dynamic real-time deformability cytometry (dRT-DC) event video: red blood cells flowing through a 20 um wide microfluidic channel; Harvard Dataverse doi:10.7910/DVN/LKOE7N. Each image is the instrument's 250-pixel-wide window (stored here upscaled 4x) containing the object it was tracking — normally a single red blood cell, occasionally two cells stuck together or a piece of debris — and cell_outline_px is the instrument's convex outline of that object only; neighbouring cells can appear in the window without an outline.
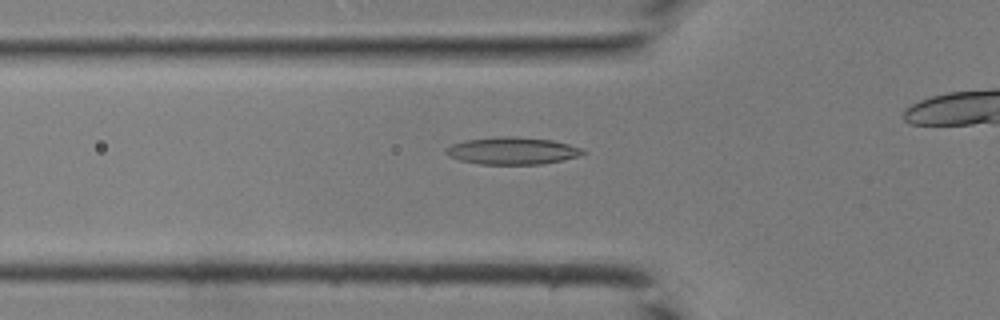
{"species": "common noctule bat (a hibernating species)", "species_latin": "Nyctalus noctula", "temperature_condition": "room temperature", "stored_images_in_passage": 35, "camera_frame_rate_fps": 3000, "um_per_image_px": 0.085, "animal": {"sex": "male", "body_mass_g": 19.0, "forearm_length_mm": 50.8}, "frame": {"image": 1, "passage_image": 15, "time_ms": 4.667, "image_size_px": [1000, 320], "cell_outline_px": [[588, 152], [576, 156], [560, 160], [540, 164], [480, 164], [460, 160], [448, 156], [444, 152], [452, 144], [464, 140], [492, 136], [512, 136], [552, 140], [568, 144], [580, 148]], "centroid_in_image_um": [43.5, 12.8], "position_along_channel_um": 82.3, "area_um2": 21.62}}
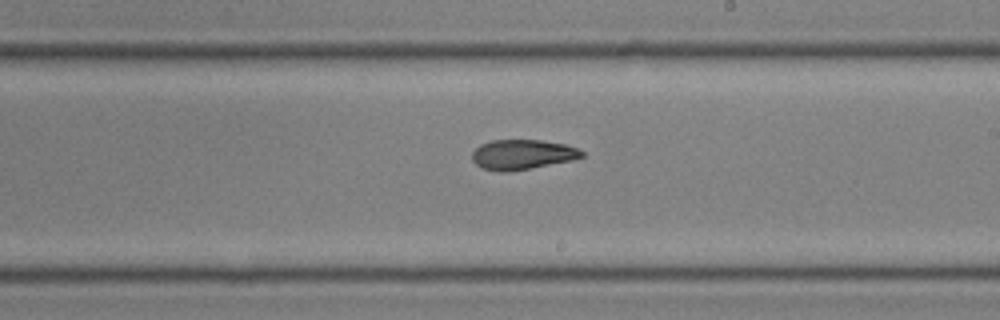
{"frame": {"image": 2, "passage_image": 25, "time_ms": 8.0, "image_size_px": [1000, 320], "cell_outline_px": [[584, 156], [572, 160], [508, 172], [500, 172], [480, 168], [472, 160], [472, 152], [480, 144], [492, 140], [540, 140], [564, 144], [576, 148], [584, 152]], "centroid_in_image_um": [44.36, 13.14], "position_along_channel_um": 244.6, "area_um2": 19.07}}
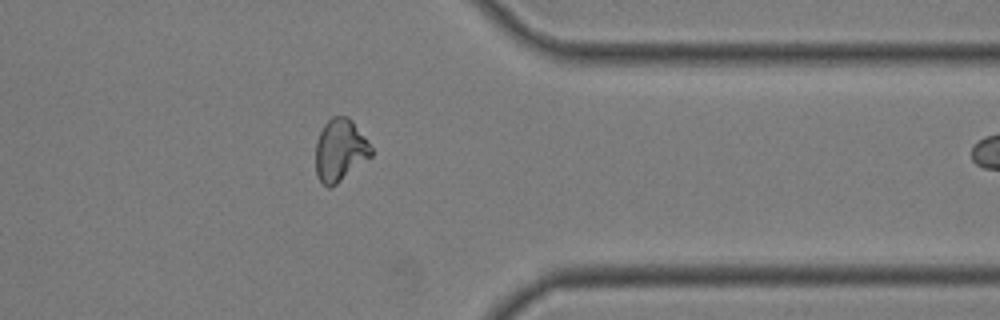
{"frame": {"image": 3, "passage_image": 34, "time_ms": 11.0, "image_size_px": [1000, 320], "cell_outline_px": [[372, 156], [336, 184], [328, 188], [320, 180], [316, 172], [316, 140], [324, 124], [332, 116], [348, 116], [352, 120], [368, 140], [372, 148]], "centroid_in_image_um": [28.91, 12.74], "position_along_channel_um": 382.5, "area_um2": 20.11}}